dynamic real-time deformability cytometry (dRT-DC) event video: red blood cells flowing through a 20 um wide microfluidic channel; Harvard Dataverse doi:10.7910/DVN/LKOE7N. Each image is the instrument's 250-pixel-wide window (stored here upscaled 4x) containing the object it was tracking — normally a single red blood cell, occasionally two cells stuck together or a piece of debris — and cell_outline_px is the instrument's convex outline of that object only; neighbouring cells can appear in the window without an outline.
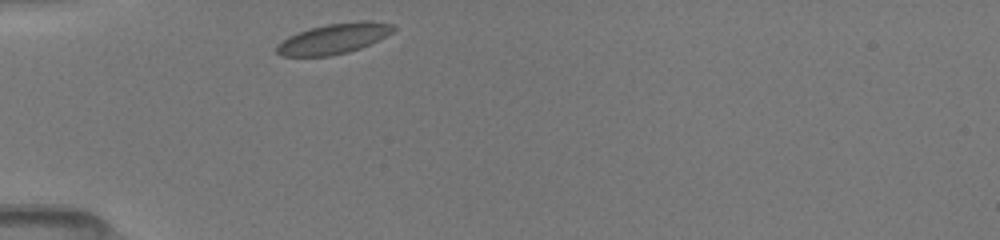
{"species": "common noctule bat (a hibernating species)", "species_latin": "Nyctalus noctula", "temperature_condition": "room temperature", "stored_images_in_passage": 29, "camera_frame_rate_fps": 3000, "um_per_image_px": 0.085, "animal": {"sex": "female", "body_mass_g": 19.5, "forearm_length_mm": 54.1}, "frame": {"image": 1, "passage_image": 1, "time_ms": 0.0, "image_size_px": [1000, 240], "cell_outline_px": [[396, 28], [392, 32], [360, 48], [348, 52], [332, 56], [280, 56], [276, 52], [276, 44], [288, 36], [308, 28], [328, 24], [360, 20], [364, 20], [396, 24]], "centroid_in_image_um": [28.34, 3.28], "position_along_channel_um": 56.7, "area_um2": 20.69}}
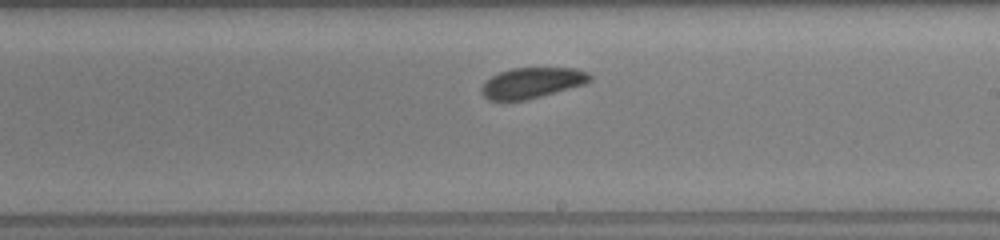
{"frame": {"image": 2, "passage_image": 16, "time_ms": 5.0, "image_size_px": [1000, 240], "cell_outline_px": [[592, 80], [584, 84], [528, 100], [488, 100], [480, 92], [480, 88], [492, 76], [500, 72], [512, 68], [576, 68], [588, 72], [592, 76]], "centroid_in_image_um": [45.24, 7.04], "position_along_channel_um": 243.8, "area_um2": 19.31}}
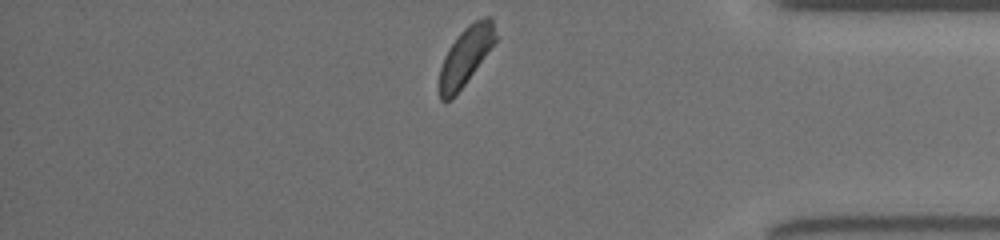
{"frame": {"image": 3, "passage_image": 29, "time_ms": 9.333, "image_size_px": [1000, 240], "cell_outline_px": [[496, 40], [464, 84], [452, 100], [440, 100], [440, 68], [444, 56], [448, 48], [460, 32], [468, 24], [484, 16], [492, 16], [496, 36]], "centroid_in_image_um": [39.57, 4.73], "position_along_channel_um": 395.6, "area_um2": 18.61}, "authors_computed_cell_mechanics": {"area_um2": 20.0566, "velocity_mm_per_s": 3.9855, "shape_relaxation_time_tau1_ms": 1.9541, "shape_relaxation_time_tau2_ms": null, "deformation_change_tau1": 0.0557, "deformation_change_tau2": null}}